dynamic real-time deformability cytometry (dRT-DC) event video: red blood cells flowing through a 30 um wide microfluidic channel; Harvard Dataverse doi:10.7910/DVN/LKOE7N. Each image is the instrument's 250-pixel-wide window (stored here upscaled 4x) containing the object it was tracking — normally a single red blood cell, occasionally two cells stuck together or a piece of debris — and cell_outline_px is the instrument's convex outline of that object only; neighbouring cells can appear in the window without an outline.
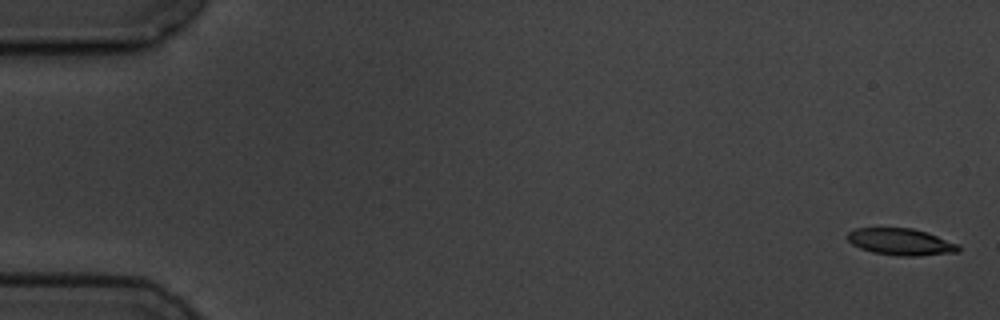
{"species": "common noctule bat (a hibernating species)", "species_latin": "Nyctalus noctula", "temperature_condition": "cold", "stored_images_in_passage": 6, "segment_of_instrument_passage": [1, 2], "camera_frame_rate_fps": 3000, "um_per_image_px": 0.085, "animal": {"sex": "male", "body_mass_g": 19.5, "forearm_length_mm": 54.6}, "frame": {"image": 1, "passage_image": 1, "time_ms": 0.0, "image_size_px": [1000, 320], "cell_outline_px": [[960, 252], [920, 256], [900, 256], [872, 252], [860, 248], [852, 244], [848, 240], [848, 232], [856, 228], [912, 228], [928, 232], [960, 244]], "centroid_in_image_um": [76.63, 20.56], "position_along_channel_um": 8.4, "area_um2": 17.51}}
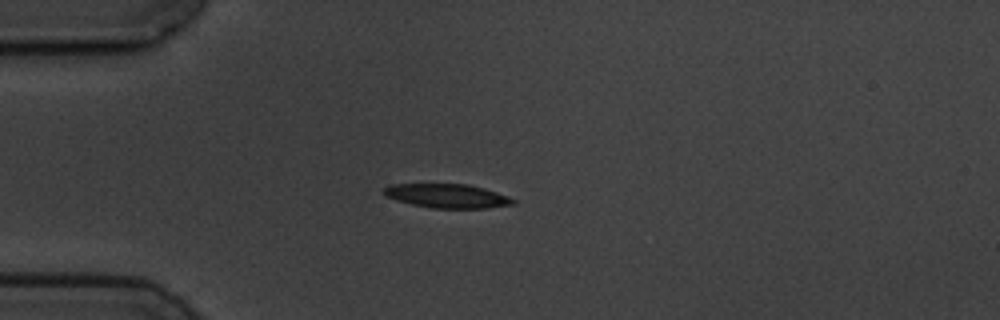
{"frame": {"image": 2, "passage_image": 5, "time_ms": 4.667, "image_size_px": [1000, 320], "cell_outline_px": [[516, 204], [488, 208], [432, 208], [412, 204], [396, 200], [384, 196], [384, 188], [388, 184], [468, 184], [484, 188], [508, 196], [516, 200]], "centroid_in_image_um": [38.02, 16.65], "position_along_channel_um": 47.0, "area_um2": 18.15}}